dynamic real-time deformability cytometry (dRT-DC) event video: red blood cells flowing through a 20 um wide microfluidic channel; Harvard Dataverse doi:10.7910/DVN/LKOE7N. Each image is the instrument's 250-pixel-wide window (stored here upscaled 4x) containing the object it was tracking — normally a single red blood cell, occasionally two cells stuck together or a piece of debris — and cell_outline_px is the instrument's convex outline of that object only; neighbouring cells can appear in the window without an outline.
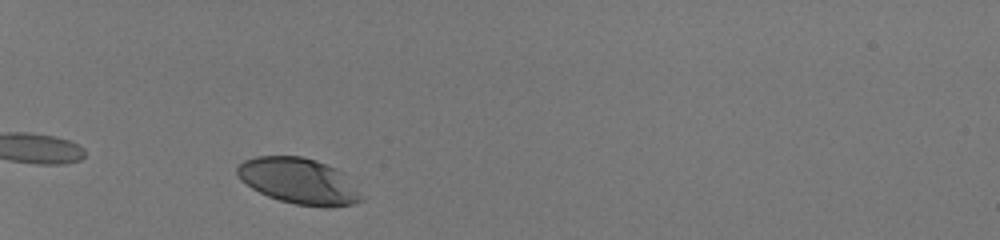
{"species": "human", "species_latin": "Homo sapiens", "temperature_condition": "room temperature", "stored_images_in_passage": 33, "camera_frame_rate_fps": 3000, "um_per_image_px": 0.085, "donor": {"sex": "male"}, "frame": {"image": 1, "passage_image": 3, "time_ms": 0.667, "image_size_px": [1000, 240], "cell_outline_px": [[364, 200], [352, 204], [328, 208], [324, 208], [296, 204], [280, 200], [268, 196], [252, 188], [240, 180], [236, 172], [236, 168], [244, 160], [256, 156], [300, 156], [316, 160], [336, 168], [344, 172], [364, 196]], "centroid_in_image_um": [25.44, 15.39], "position_along_channel_um": 59.6, "area_um2": 33.52}}
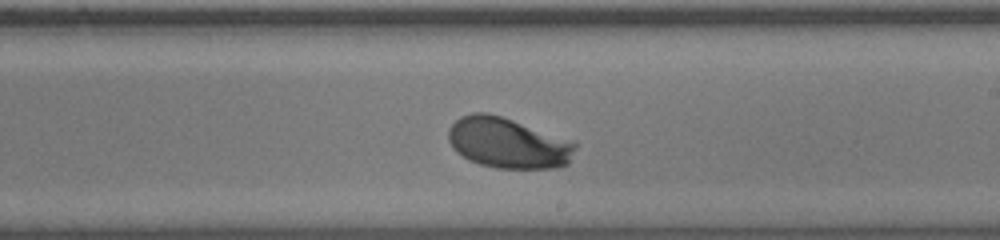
{"frame": {"image": 2, "passage_image": 20, "time_ms": 6.333, "image_size_px": [1000, 240], "cell_outline_px": [[576, 148], [568, 164], [552, 168], [496, 168], [480, 164], [456, 152], [452, 148], [448, 140], [448, 128], [460, 116], [472, 112], [488, 112], [512, 120], [576, 144]], "centroid_in_image_um": [43.09, 12.16], "position_along_channel_um": 245.9, "area_um2": 36.7}}
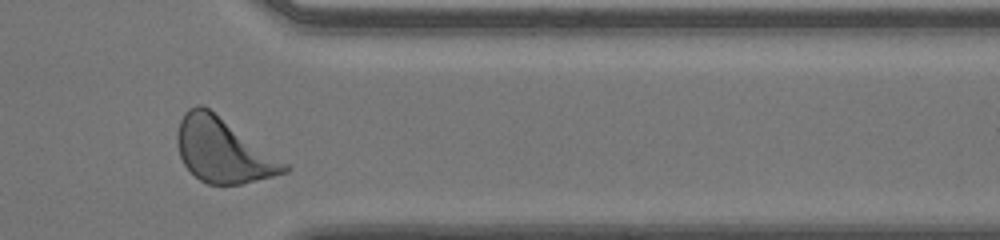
{"frame": {"image": 3, "passage_image": 31, "time_ms": 10.0, "image_size_px": [1000, 240], "cell_outline_px": [[292, 168], [288, 172], [240, 184], [208, 184], [200, 180], [184, 164], [180, 156], [176, 140], [176, 136], [180, 120], [184, 112], [188, 108], [196, 104], [204, 104], [288, 164]], "centroid_in_image_um": [18.94, 12.75], "position_along_channel_um": 392.5, "area_um2": 40.0}, "authors_computed_cell_mechanics": {"area_um2": 35.3736, "velocity_mm_per_s": 4.0155, "shape_relaxation_time_tau1_ms": 1.9699, "shape_relaxation_time_tau2_ms": null, "deformation_change_tau1": 0.1358, "deformation_change_tau2": null}}